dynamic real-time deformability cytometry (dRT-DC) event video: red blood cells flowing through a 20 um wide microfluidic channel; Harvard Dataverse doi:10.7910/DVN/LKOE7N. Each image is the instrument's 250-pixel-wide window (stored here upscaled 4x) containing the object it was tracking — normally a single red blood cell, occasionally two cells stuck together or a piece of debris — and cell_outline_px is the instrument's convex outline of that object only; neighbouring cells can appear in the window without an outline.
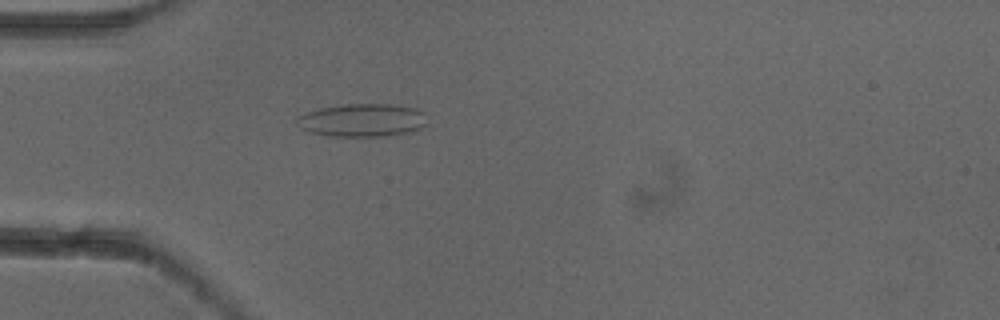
{"species": "common noctule bat (a hibernating species)", "species_latin": "Nyctalus noctula", "temperature_condition": "cold", "stored_images_in_passage": 1, "camera_frame_rate_fps": 3000, "um_per_image_px": 0.085, "animal": {"sex": "female"}, "frame": {"image": 1, "passage_image": 1, "time_ms": 0.0, "image_size_px": [1000, 320], "cell_outline_px": [[424, 124], [420, 128], [412, 132], [384, 136], [332, 136], [312, 132], [300, 128], [296, 124], [296, 116], [304, 112], [320, 108], [344, 104], [392, 104], [416, 108], [424, 112]], "centroid_in_image_um": [30.75, 10.21], "position_along_channel_um": 54.2, "area_um2": 25.14}}